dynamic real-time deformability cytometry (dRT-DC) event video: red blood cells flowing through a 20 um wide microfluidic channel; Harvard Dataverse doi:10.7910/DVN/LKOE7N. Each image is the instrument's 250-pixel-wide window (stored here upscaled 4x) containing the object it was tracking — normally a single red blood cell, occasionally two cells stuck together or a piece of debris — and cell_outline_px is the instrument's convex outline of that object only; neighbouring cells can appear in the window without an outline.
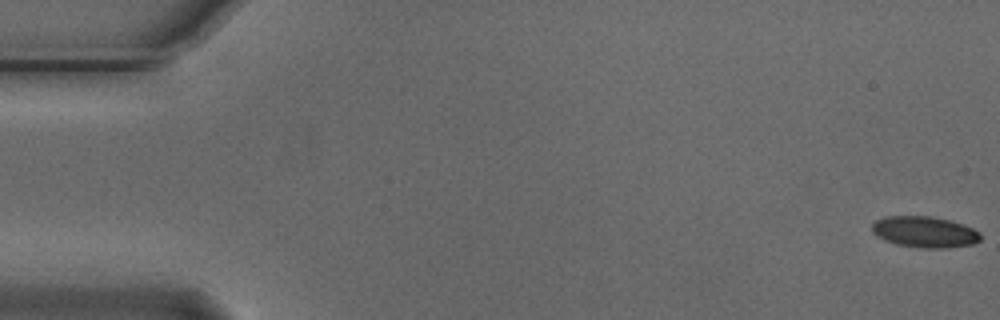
{"species": "Egyptian fruit bat (a non-hibernating species)", "species_latin": "Rousettus aegyptiacus", "temperature_condition": "cold", "stored_images_in_passage": 56, "camera_frame_rate_fps": 3000, "um_per_image_px": 0.085, "animal": {"sex": "male"}, "frame": {"image": 1, "passage_image": 1, "time_ms": 0.0, "image_size_px": [1000, 320], "cell_outline_px": [[980, 240], [972, 244], [944, 248], [924, 248], [896, 244], [884, 240], [876, 236], [872, 232], [872, 224], [876, 220], [884, 216], [932, 216], [964, 224], [980, 232]], "centroid_in_image_um": [78.57, 19.71], "position_along_channel_um": 6.4, "area_um2": 19.71}}
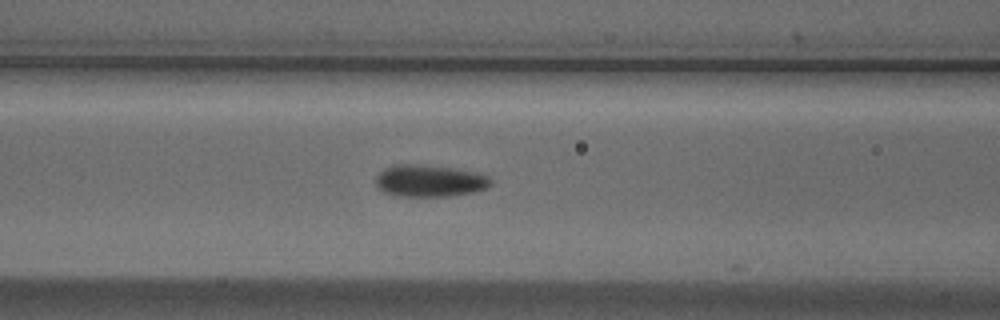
{"frame": {"image": 2, "passage_image": 23, "time_ms": 7.333, "image_size_px": [1000, 320], "cell_outline_px": [[492, 184], [488, 188], [472, 192], [448, 196], [392, 196], [376, 188], [376, 176], [384, 168], [392, 164], [416, 164], [452, 168], [472, 172], [488, 176], [492, 180]], "centroid_in_image_um": [36.46, 15.37], "position_along_channel_um": 130.1, "area_um2": 21.5}}
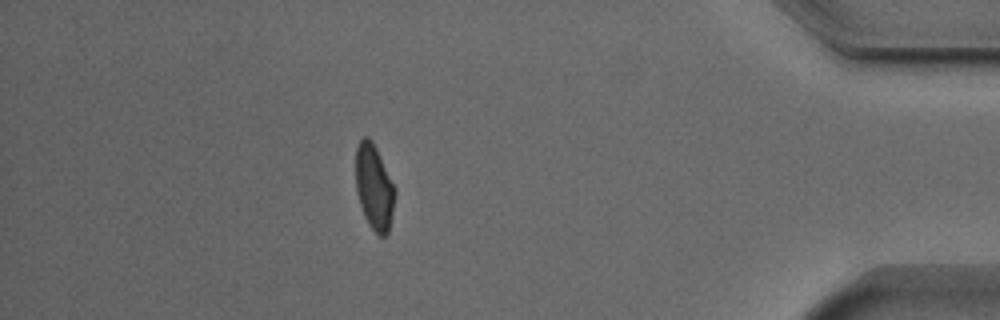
{"frame": {"image": 3, "passage_image": 49, "time_ms": 16.0, "image_size_px": [1000, 320], "cell_outline_px": [[396, 192], [388, 232], [384, 236], [380, 236], [368, 224], [364, 216], [356, 192], [356, 148], [360, 140], [364, 136], [368, 136], [372, 140], [396, 188]], "centroid_in_image_um": [31.8, 15.89], "position_along_channel_um": 403.4, "area_um2": 19.42}, "authors_computed_cell_mechanics": {"area_um2": 20.23, "velocity_mm_per_s": 3.7098, "shape_relaxation_time_tau1_ms": null, "shape_relaxation_time_tau2_ms": 0.8848, "deformation_change_tau1": null, "deformation_change_tau2": 0.0457}}